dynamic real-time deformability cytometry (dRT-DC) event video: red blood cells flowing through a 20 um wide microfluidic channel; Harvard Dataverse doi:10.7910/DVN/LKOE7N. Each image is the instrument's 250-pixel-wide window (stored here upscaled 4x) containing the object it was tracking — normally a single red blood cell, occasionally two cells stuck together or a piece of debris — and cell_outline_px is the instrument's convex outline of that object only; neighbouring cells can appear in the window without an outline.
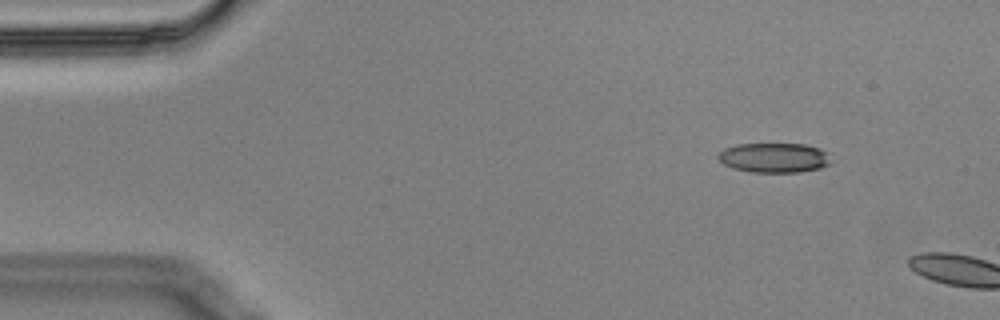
{"species": "Egyptian fruit bat (a non-hibernating species)", "species_latin": "Rousettus aegyptiacus", "temperature_condition": "cold", "stored_images_in_passage": 2, "camera_frame_rate_fps": 3000, "um_per_image_px": 0.085, "animal": {"sex": "male"}, "frame": {"image": 1, "passage_image": 1, "time_ms": 0.0, "image_size_px": [1000, 320], "cell_outline_px": [[828, 164], [820, 168], [800, 172], [752, 172], [732, 168], [724, 164], [716, 156], [724, 148], [736, 144], [804, 144], [820, 148], [828, 152]], "centroid_in_image_um": [65.77, 13.4], "position_along_channel_um": 19.2, "area_um2": 19.48}}